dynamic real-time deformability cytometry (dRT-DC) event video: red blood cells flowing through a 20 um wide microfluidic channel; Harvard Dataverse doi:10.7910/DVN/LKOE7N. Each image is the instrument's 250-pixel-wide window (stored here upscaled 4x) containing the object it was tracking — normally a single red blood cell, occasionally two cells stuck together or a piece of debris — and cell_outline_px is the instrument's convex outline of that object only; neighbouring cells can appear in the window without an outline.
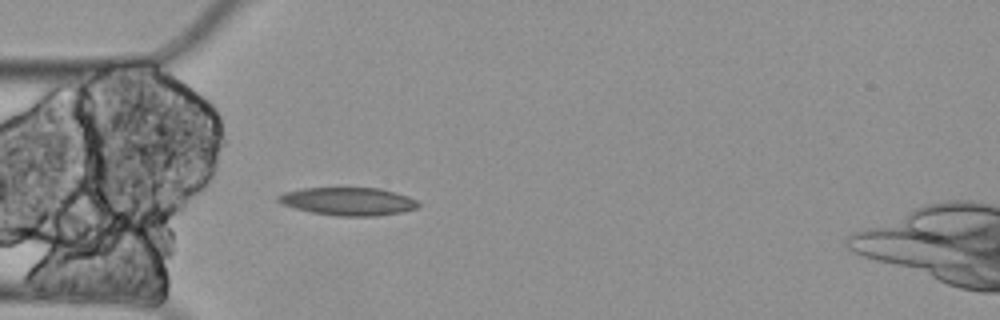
{"species": "Egyptian fruit bat (a non-hibernating species)", "species_latin": "Rousettus aegyptiacus", "temperature_condition": "cold", "stored_images_in_passage": 4, "camera_frame_rate_fps": 3000, "um_per_image_px": 0.085, "animal": {"sex": "female"}, "frame": {"image": 1, "passage_image": 4, "time_ms": 1.0, "image_size_px": [1000, 320], "cell_outline_px": [[420, 204], [416, 208], [400, 212], [376, 216], [336, 216], [312, 212], [296, 208], [284, 204], [276, 200], [276, 196], [284, 192], [300, 188], [380, 188], [396, 192], [408, 196], [416, 200]], "centroid_in_image_um": [29.59, 17.11], "position_along_channel_um": 55.4, "area_um2": 22.77}}